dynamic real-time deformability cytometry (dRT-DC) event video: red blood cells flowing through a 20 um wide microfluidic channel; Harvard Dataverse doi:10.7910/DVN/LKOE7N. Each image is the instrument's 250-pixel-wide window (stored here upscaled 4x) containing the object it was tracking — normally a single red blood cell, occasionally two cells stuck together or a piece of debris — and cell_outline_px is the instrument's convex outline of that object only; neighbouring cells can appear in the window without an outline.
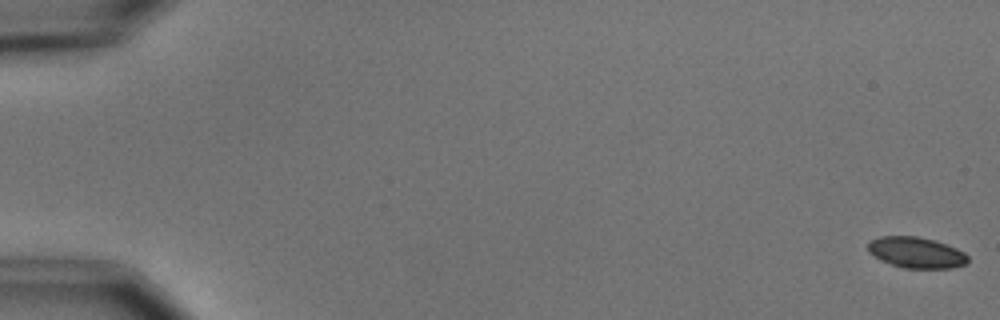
{"species": "common noctule bat (a hibernating species)", "species_latin": "Nyctalus noctula", "temperature_condition": "cold", "stored_images_in_passage": 56, "camera_frame_rate_fps": 3000, "um_per_image_px": 0.085, "animal": {"sex": "male", "body_mass_g": 15.6}, "frame": {"image": 1, "passage_image": 1, "time_ms": 0.0, "image_size_px": [1000, 320], "cell_outline_px": [[968, 260], [964, 264], [952, 268], [904, 268], [880, 260], [868, 252], [868, 240], [880, 236], [916, 236], [936, 240], [956, 248], [964, 252], [968, 256]], "centroid_in_image_um": [77.86, 21.45], "position_along_channel_um": 7.1, "area_um2": 18.09}}
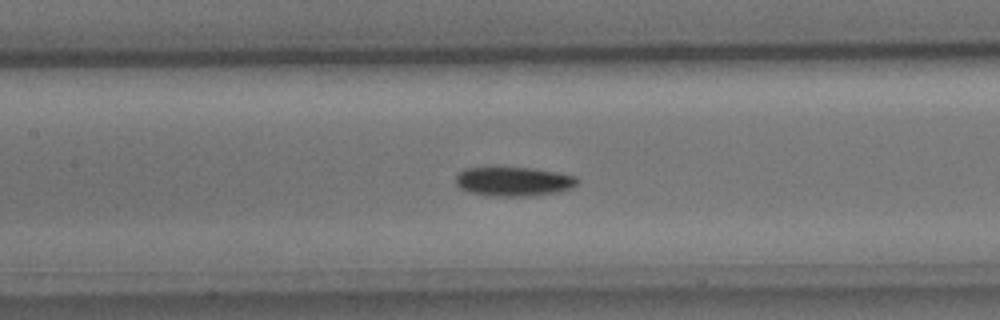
{"frame": {"image": 2, "passage_image": 27, "time_ms": 8.667, "image_size_px": [1000, 320], "cell_outline_px": [[580, 180], [572, 188], [556, 192], [536, 196], [488, 196], [472, 192], [460, 188], [456, 184], [456, 176], [464, 168], [536, 168], [576, 176]], "centroid_in_image_um": [43.69, 15.43], "position_along_channel_um": 163.7, "area_um2": 20.69}}
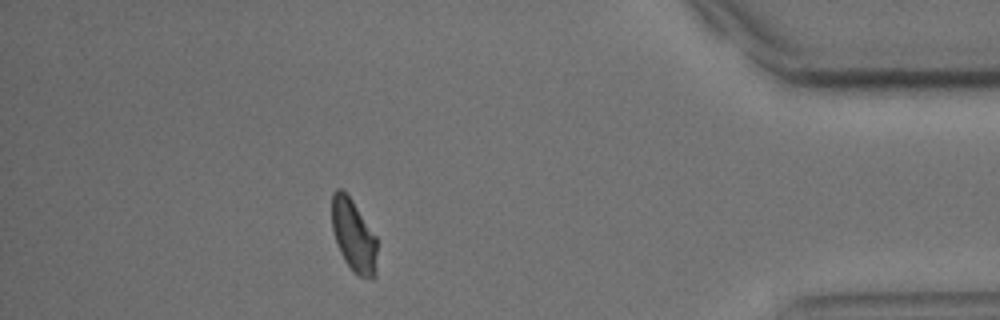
{"frame": {"image": 3, "passage_image": 50, "time_ms": 16.333, "image_size_px": [1000, 320], "cell_outline_px": [[376, 280], [372, 280], [356, 276], [352, 272], [344, 260], [340, 252], [332, 228], [332, 192], [336, 188], [340, 188], [352, 200], [376, 236]], "centroid_in_image_um": [30.07, 20.09], "position_along_channel_um": 405.1, "area_um2": 19.25}, "authors_computed_cell_mechanics": {"area_um2": 19.7965, "velocity_mm_per_s": 3.6645, "shape_relaxation_time_tau1_ms": 3.754, "shape_relaxation_time_tau2_ms": null, "deformation_change_tau1": 0.1243, "deformation_change_tau2": null}}